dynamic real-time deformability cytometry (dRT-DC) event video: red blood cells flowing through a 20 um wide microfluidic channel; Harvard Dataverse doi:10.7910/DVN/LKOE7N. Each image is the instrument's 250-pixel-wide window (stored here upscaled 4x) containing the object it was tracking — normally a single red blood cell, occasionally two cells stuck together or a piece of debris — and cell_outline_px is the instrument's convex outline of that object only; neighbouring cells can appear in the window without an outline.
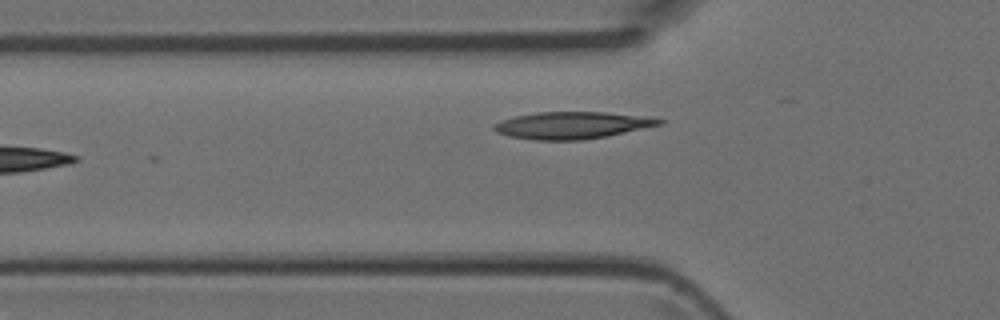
{"species": "Egyptian fruit bat (a non-hibernating species)", "species_latin": "Rousettus aegyptiacus", "temperature_condition": "room temperature", "stored_images_in_passage": 4, "camera_frame_rate_fps": 3000, "um_per_image_px": 0.085, "animal": {"sex": "female"}, "frame": {"image": 1, "passage_image": 4, "time_ms": 1.0, "image_size_px": [1000, 320], "cell_outline_px": [[664, 120], [660, 124], [608, 136], [580, 140], [536, 140], [508, 136], [496, 132], [492, 128], [492, 124], [500, 120], [516, 116], [536, 112], [604, 112]], "centroid_in_image_um": [48.48, 10.65], "position_along_channel_um": 77.3, "area_um2": 25.61}}